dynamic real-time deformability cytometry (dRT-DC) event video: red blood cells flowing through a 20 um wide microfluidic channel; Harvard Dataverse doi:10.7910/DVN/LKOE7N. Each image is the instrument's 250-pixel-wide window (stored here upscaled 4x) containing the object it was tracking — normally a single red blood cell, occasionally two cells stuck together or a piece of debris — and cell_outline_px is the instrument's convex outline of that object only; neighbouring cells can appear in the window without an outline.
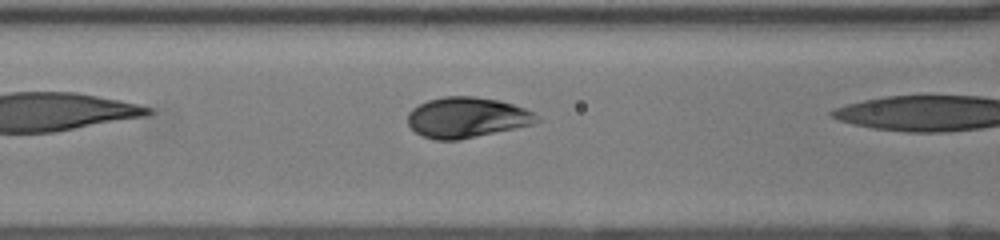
{"species": "human", "species_latin": "Homo sapiens", "temperature_condition": "room temperature", "stored_images_in_passage": 7, "camera_frame_rate_fps": 3000, "um_per_image_px": 0.085, "donor": {"sex": "female"}, "frame": {"image": 1, "passage_image": 6, "time_ms": 1.667, "image_size_px": [1000, 240], "cell_outline_px": [[540, 120], [532, 124], [460, 140], [436, 140], [424, 136], [416, 132], [408, 124], [408, 112], [412, 108], [428, 100], [444, 96], [472, 96], [500, 100], [524, 108], [532, 112]], "centroid_in_image_um": [39.65, 9.98], "position_along_channel_um": 126.9, "area_um2": 30.23}}